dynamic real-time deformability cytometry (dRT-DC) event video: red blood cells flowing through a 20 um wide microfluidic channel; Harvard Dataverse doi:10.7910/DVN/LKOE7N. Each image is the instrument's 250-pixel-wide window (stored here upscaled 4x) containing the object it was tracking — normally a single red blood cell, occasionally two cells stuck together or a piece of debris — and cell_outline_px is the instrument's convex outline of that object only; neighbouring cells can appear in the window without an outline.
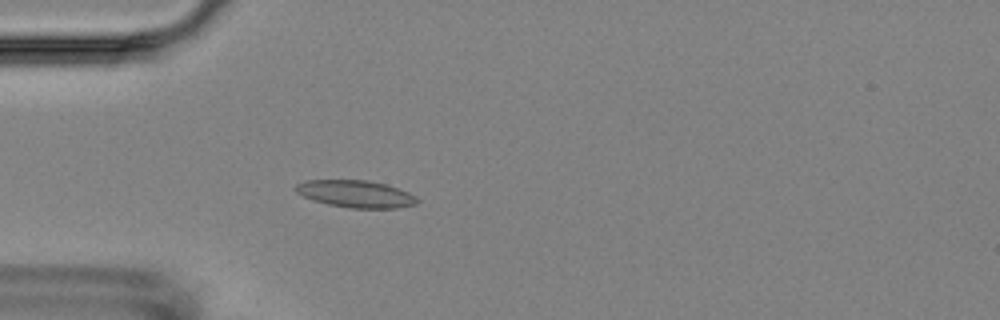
{"species": "Egyptian fruit bat (a non-hibernating species)", "species_latin": "Rousettus aegyptiacus", "temperature_condition": "room temperature", "stored_images_in_passage": 4, "camera_frame_rate_fps": 3000, "um_per_image_px": 0.085, "animal": {"sex": "female"}, "frame": {"image": 1, "passage_image": 4, "time_ms": 4.0, "image_size_px": [1000, 320], "cell_outline_px": [[420, 200], [416, 204], [396, 208], [348, 208], [328, 204], [312, 200], [296, 192], [292, 188], [296, 184], [304, 180], [368, 180], [384, 184], [408, 192], [416, 196]], "centroid_in_image_um": [30.2, 16.48], "position_along_channel_um": 54.8, "area_um2": 19.31}}